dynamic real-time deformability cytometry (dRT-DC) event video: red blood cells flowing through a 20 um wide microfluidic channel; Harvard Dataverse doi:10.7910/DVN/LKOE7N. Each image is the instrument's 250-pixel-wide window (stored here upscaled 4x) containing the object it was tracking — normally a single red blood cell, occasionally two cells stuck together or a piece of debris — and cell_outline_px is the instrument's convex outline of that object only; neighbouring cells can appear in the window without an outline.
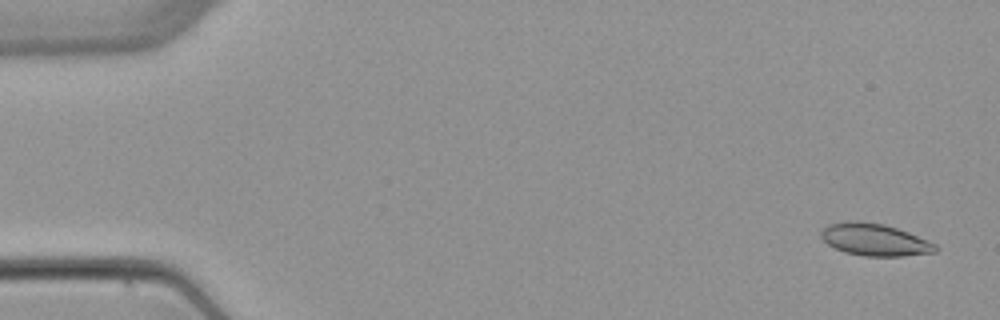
{"species": "common noctule bat (a hibernating species)", "species_latin": "Nyctalus noctula", "temperature_condition": "warm", "stored_images_in_passage": 6, "camera_frame_rate_fps": 3000, "um_per_image_px": 0.085, "animal": {"sex": "female", "body_mass_g": 22.7, "forearm_length_mm": 54.2}, "frame": {"image": 1, "passage_image": 1, "time_ms": 0.0, "image_size_px": [1000, 320], "cell_outline_px": [[940, 248], [936, 252], [904, 256], [864, 256], [844, 252], [828, 244], [820, 236], [820, 232], [828, 224], [848, 220], [856, 220], [884, 224], [908, 232], [936, 244]], "centroid_in_image_um": [74.35, 20.37], "position_along_channel_um": 10.7, "area_um2": 21.5}}
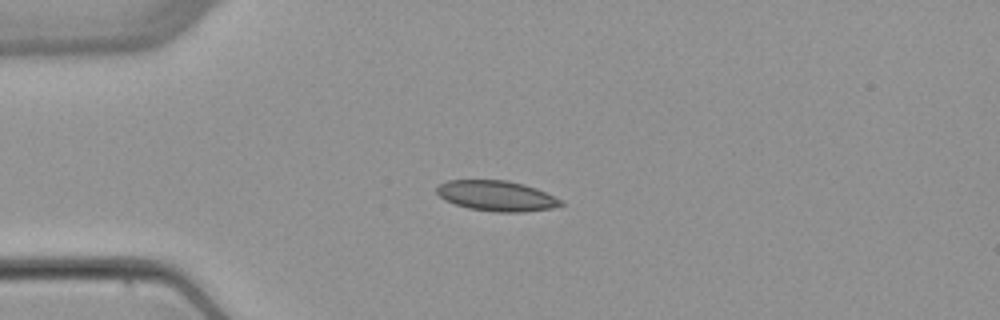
{"frame": {"image": 2, "passage_image": 4, "time_ms": 3.667, "image_size_px": [1000, 320], "cell_outline_px": [[564, 204], [552, 208], [520, 212], [496, 212], [468, 208], [444, 200], [436, 192], [436, 188], [440, 184], [448, 180], [508, 180], [524, 184], [536, 188], [564, 200]], "centroid_in_image_um": [42.23, 16.64], "position_along_channel_um": 42.8, "area_um2": 22.02}}
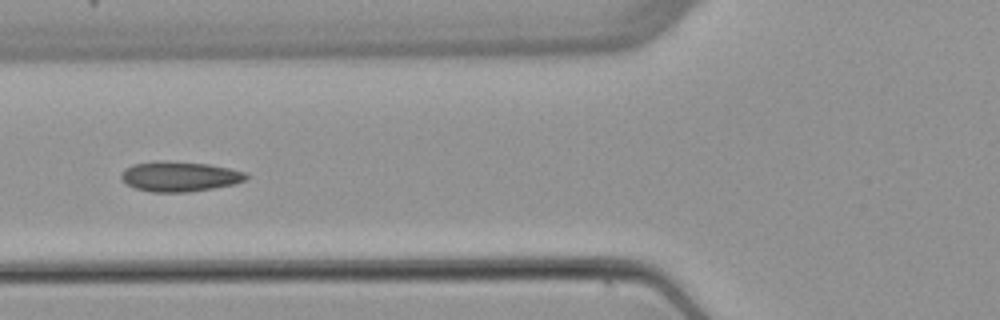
{"frame": {"image": 3, "passage_image": 6, "time_ms": 6.0, "image_size_px": [1000, 320], "cell_outline_px": [[248, 180], [236, 184], [188, 192], [152, 192], [136, 188], [128, 184], [120, 176], [120, 172], [124, 168], [132, 164], [156, 160], [168, 160], [208, 164], [248, 172]], "centroid_in_image_um": [15.28, 14.98], "position_along_channel_um": 110.5, "area_um2": 22.2}}